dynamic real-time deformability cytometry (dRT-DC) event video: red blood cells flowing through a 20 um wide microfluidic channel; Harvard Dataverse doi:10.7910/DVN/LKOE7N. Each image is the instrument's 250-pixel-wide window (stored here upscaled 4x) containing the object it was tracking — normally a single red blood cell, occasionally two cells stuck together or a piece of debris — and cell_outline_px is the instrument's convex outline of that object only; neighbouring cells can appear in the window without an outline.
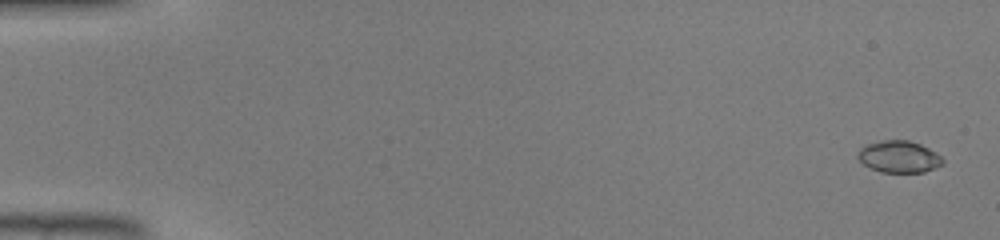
{"species": "common noctule bat (a hibernating species)", "species_latin": "Nyctalus noctula", "temperature_condition": "warm", "stored_images_in_passage": 46, "camera_frame_rate_fps": 3000, "um_per_image_px": 0.085, "animal": {"sex": "male", "body_mass_g": 19.0, "forearm_length_mm": 50.8}, "frame": {"image": 1, "passage_image": 2, "time_ms": 0.333, "image_size_px": [1000, 240], "cell_outline_px": [[944, 164], [924, 172], [880, 172], [864, 164], [856, 156], [860, 148], [868, 144], [880, 140], [908, 140], [920, 144], [936, 152], [944, 160]], "centroid_in_image_um": [76.42, 13.32], "position_along_channel_um": 8.6, "area_um2": 15.72}}
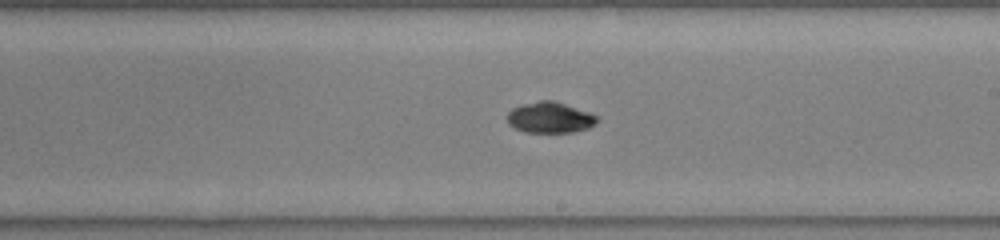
{"frame": {"image": 2, "passage_image": 28, "time_ms": 9.0, "image_size_px": [1000, 240], "cell_outline_px": [[600, 120], [596, 124], [588, 128], [572, 132], [524, 132], [508, 124], [508, 112], [512, 108], [524, 104], [540, 100], [552, 100], [600, 116]], "centroid_in_image_um": [46.78, 10.0], "position_along_channel_um": 242.2, "area_um2": 16.13}}
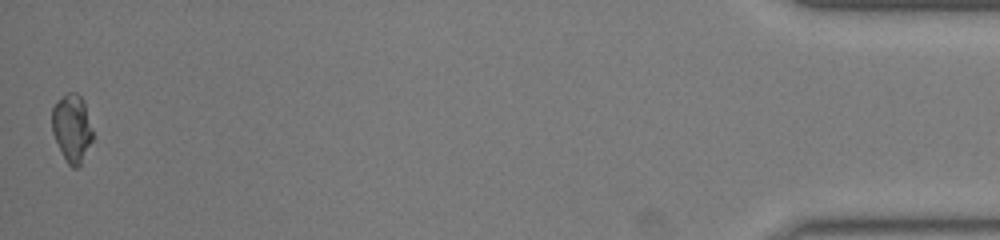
{"frame": {"image": 3, "passage_image": 46, "time_ms": 15.0, "image_size_px": [1000, 240], "cell_outline_px": [[92, 140], [80, 164], [76, 168], [72, 168], [68, 164], [52, 132], [52, 108], [68, 92], [76, 92], [80, 96], [84, 104], [92, 128]], "centroid_in_image_um": [6.11, 10.89], "position_along_channel_um": 429.1, "area_um2": 15.55}}